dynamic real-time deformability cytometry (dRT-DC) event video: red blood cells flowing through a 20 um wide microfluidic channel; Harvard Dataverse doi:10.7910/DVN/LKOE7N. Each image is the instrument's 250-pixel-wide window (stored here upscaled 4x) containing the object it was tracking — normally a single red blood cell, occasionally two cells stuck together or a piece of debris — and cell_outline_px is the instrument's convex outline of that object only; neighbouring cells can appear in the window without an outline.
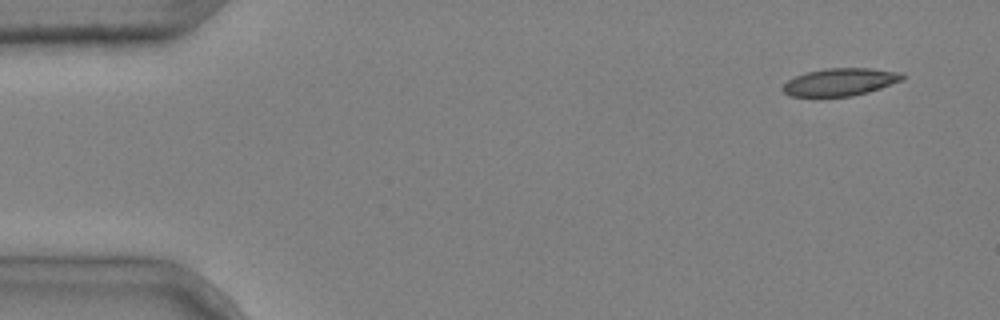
{"species": "common noctule bat (a hibernating species)", "species_latin": "Nyctalus noctula", "temperature_condition": "cold", "stored_images_in_passage": 4, "camera_frame_rate_fps": 3000, "um_per_image_px": 0.085, "animal": {"sex": "male", "body_mass_g": 20.4}, "frame": {"image": 1, "passage_image": 1, "time_ms": 0.0, "image_size_px": [1000, 320], "cell_outline_px": [[904, 80], [868, 92], [852, 96], [788, 96], [780, 88], [788, 80], [796, 76], [808, 72], [824, 68], [872, 68], [900, 72], [904, 76]], "centroid_in_image_um": [71.42, 6.96], "position_along_channel_um": 13.6, "area_um2": 19.19}}
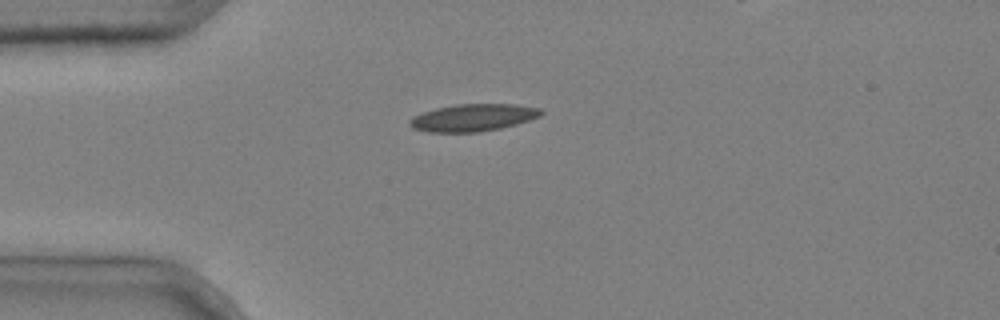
{"frame": {"image": 2, "passage_image": 4, "time_ms": 1.0, "image_size_px": [1000, 320], "cell_outline_px": [[544, 112], [540, 116], [516, 124], [500, 128], [480, 132], [428, 132], [412, 128], [408, 124], [408, 120], [424, 112], [436, 108], [456, 104], [516, 104], [540, 108]], "centroid_in_image_um": [40.21, 10.0], "position_along_channel_um": 44.8, "area_um2": 20.81}}